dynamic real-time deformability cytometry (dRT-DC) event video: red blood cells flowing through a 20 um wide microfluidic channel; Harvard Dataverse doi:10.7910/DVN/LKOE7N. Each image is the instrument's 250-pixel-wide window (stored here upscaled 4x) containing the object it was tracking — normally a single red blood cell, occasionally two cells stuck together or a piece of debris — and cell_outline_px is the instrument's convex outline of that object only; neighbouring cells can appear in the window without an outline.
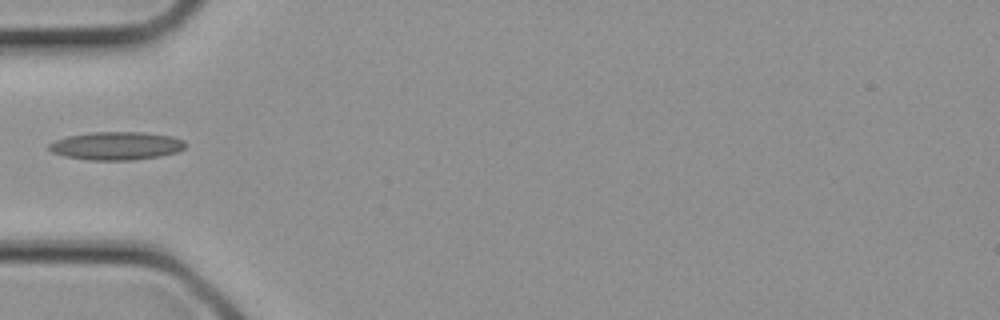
{"species": "common noctule bat (a hibernating species)", "species_latin": "Nyctalus noctula", "temperature_condition": "cold", "stored_images_in_passage": 2, "camera_frame_rate_fps": 3000, "um_per_image_px": 0.085, "animal": {"sex": "female", "body_mass_g": 21.9}, "frame": {"image": 1, "passage_image": 2, "time_ms": 0.333, "image_size_px": [1000, 320], "cell_outline_px": [[188, 144], [184, 148], [176, 152], [160, 156], [132, 160], [92, 160], [64, 156], [52, 152], [48, 148], [48, 144], [56, 140], [68, 136], [92, 132], [144, 132], [172, 136], [184, 140]], "centroid_in_image_um": [9.92, 12.39], "position_along_channel_um": 75.1, "area_um2": 22.37}}